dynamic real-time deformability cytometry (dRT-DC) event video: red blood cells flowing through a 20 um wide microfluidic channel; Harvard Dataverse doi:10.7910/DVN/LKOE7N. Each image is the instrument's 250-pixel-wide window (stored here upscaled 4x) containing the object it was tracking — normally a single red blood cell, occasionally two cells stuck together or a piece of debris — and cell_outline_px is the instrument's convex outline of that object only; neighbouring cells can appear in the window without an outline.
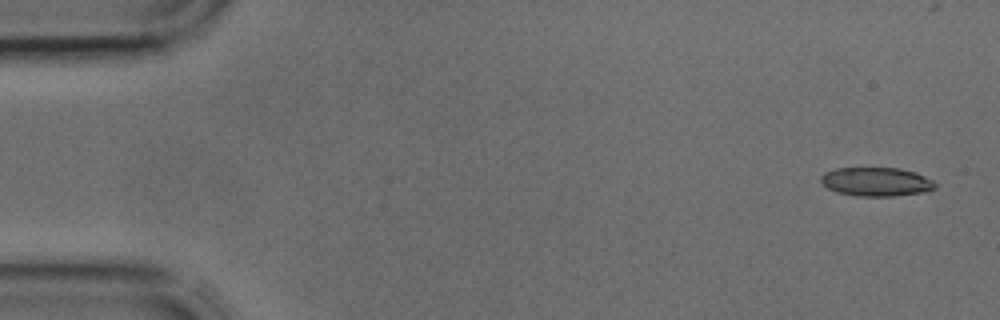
{"species": "common noctule bat (a hibernating species)", "species_latin": "Nyctalus noctula", "temperature_condition": "cold", "stored_images_in_passage": 3, "camera_frame_rate_fps": 3000, "um_per_image_px": 0.085, "animal": {"sex": "male", "body_mass_g": 17.9, "forearm_length_mm": 54.2}, "frame": {"image": 1, "passage_image": 1, "time_ms": 0.0, "image_size_px": [1000, 320], "cell_outline_px": [[936, 188], [920, 192], [892, 196], [856, 196], [836, 192], [828, 188], [820, 180], [820, 176], [824, 172], [836, 168], [900, 168], [924, 176], [932, 180], [936, 184]], "centroid_in_image_um": [74.43, 15.45], "position_along_channel_um": 10.6, "area_um2": 19.02}}
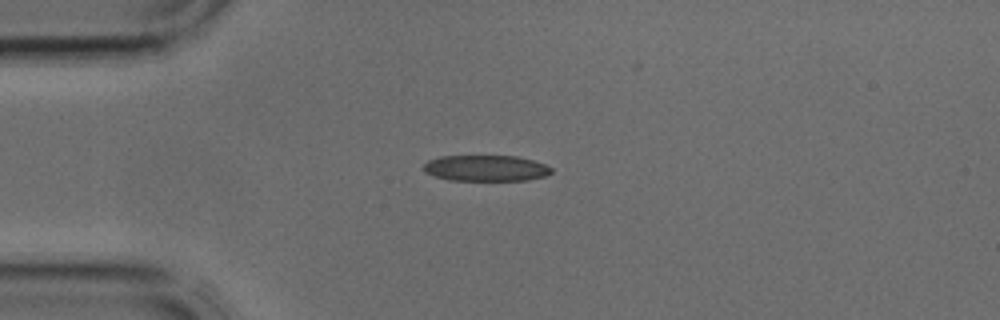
{"frame": {"image": 2, "passage_image": 3, "time_ms": 0.667, "image_size_px": [1000, 320], "cell_outline_px": [[552, 172], [544, 176], [528, 180], [448, 180], [424, 172], [424, 164], [428, 160], [440, 156], [516, 156], [532, 160], [544, 164], [552, 168]], "centroid_in_image_um": [41.29, 14.29], "position_along_channel_um": 43.7, "area_um2": 19.25}}